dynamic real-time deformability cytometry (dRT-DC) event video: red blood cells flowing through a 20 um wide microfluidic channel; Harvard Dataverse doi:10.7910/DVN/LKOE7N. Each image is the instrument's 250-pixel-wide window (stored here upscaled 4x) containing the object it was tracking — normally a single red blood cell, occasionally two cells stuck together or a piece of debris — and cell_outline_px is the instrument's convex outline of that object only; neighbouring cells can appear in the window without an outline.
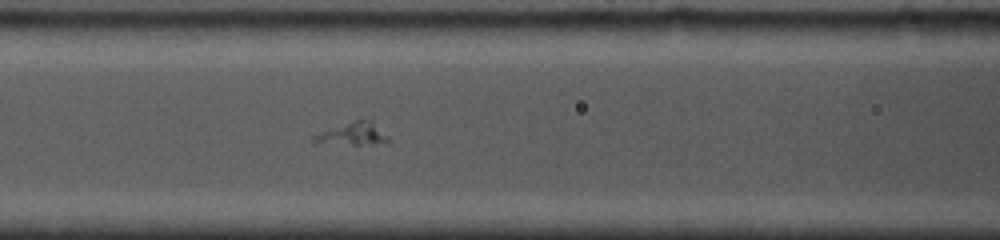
{"species": "common noctule bat (a hibernating species)", "species_latin": "Nyctalus noctula", "temperature_condition": "cold", "stored_images_in_passage": 6, "camera_frame_rate_fps": 5000, "um_per_image_px": 0.085, "animal": {"sex": "female", "body_mass_g": 19.0, "forearm_length_mm": 53.3}, "frame": {"image": 1, "passage_image": 6, "time_ms": 3.8, "image_size_px": [1000, 240], "cell_outline_px": [[392, 140], [388, 144], [352, 144], [312, 140], [312, 136], [328, 128], [356, 120], [372, 116]], "centroid_in_image_um": [30.2, 11.32], "position_along_channel_um": 136.4, "area_um2": 10.12}}